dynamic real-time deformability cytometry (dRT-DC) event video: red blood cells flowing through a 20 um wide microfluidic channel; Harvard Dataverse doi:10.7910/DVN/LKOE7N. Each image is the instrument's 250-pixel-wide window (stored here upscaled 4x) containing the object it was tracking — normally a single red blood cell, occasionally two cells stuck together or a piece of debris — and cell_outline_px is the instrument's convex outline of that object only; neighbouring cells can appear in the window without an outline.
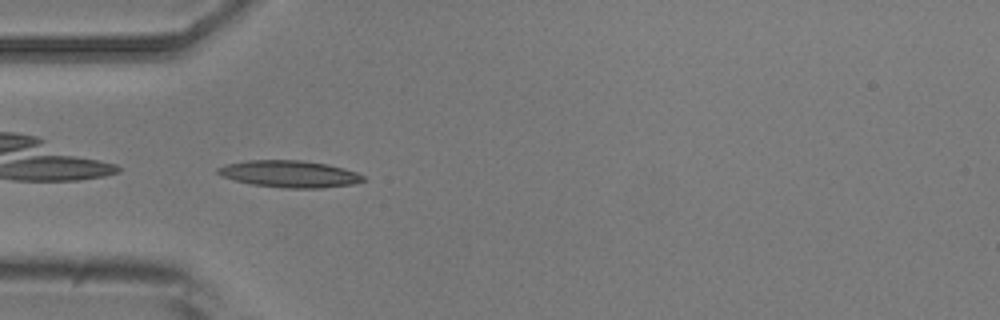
{"species": "common noctule bat (a hibernating species)", "species_latin": "Nyctalus noctula", "temperature_condition": "room temperature", "stored_images_in_passage": 6, "camera_frame_rate_fps": 3000, "um_per_image_px": 0.085, "animal": {"sex": "male", "body_mass_g": 20.5, "forearm_length_mm": 52.5}, "frame": {"image": 1, "passage_image": 5, "time_ms": 5.667, "image_size_px": [1000, 320], "cell_outline_px": [[364, 180], [352, 184], [324, 188], [280, 188], [252, 184], [220, 176], [216, 172], [216, 168], [224, 164], [248, 160], [304, 160], [328, 164], [344, 168], [356, 172], [364, 176]], "centroid_in_image_um": [24.58, 14.78], "position_along_channel_um": 60.4, "area_um2": 22.95}}